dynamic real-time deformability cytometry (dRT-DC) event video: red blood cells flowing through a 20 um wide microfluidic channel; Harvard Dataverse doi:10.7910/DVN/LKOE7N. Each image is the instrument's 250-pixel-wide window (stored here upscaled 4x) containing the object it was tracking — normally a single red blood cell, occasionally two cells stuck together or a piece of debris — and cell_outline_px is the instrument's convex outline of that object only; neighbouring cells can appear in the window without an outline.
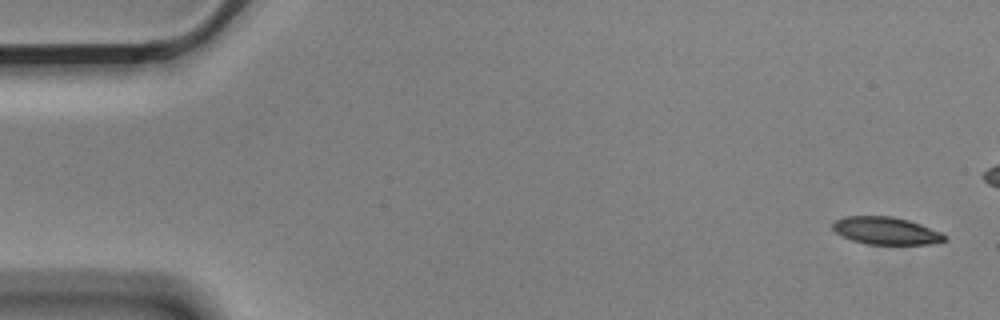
{"species": "Egyptian fruit bat (a non-hibernating species)", "species_latin": "Rousettus aegyptiacus", "temperature_condition": "cold", "stored_images_in_passage": 5, "camera_frame_rate_fps": 3000, "um_per_image_px": 0.085, "animal": {"sex": "male"}, "frame": {"image": 1, "passage_image": 1, "time_ms": 0.0, "image_size_px": [1000, 320], "cell_outline_px": [[944, 240], [928, 244], [868, 244], [852, 240], [840, 236], [832, 228], [832, 224], [836, 220], [844, 216], [892, 216], [908, 220], [920, 224], [940, 232], [944, 236]], "centroid_in_image_um": [75.23, 19.6], "position_along_channel_um": 9.8, "area_um2": 17.69}}